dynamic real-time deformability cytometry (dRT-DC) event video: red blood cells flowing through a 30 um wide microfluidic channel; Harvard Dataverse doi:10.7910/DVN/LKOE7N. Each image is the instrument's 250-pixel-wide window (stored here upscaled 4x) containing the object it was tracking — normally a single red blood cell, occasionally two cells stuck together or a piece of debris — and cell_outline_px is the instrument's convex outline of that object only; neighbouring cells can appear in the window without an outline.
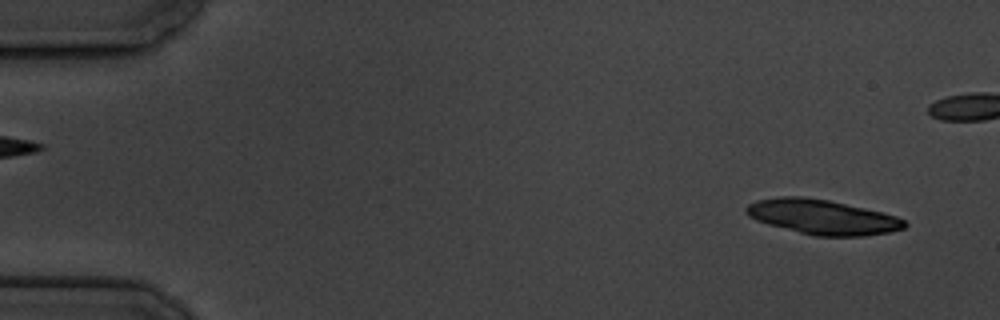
{"species": "common noctule bat (a hibernating species)", "species_latin": "Nyctalus noctula", "temperature_condition": "cold", "stored_images_in_passage": 6, "segment_of_instrument_passage": [2, 2], "camera_frame_rate_fps": 3000, "um_per_image_px": 0.085, "animal": {"sex": "male", "body_mass_g": 19.5, "forearm_length_mm": 54.6}, "frame": {"image": 1, "passage_image": 6, "time_ms": 6.667, "image_size_px": [1000, 320], "cell_outline_px": [[908, 224], [904, 228], [888, 232], [864, 236], [812, 236], [768, 224], [756, 220], [748, 216], [744, 212], [744, 208], [748, 204], [756, 200], [780, 196], [800, 196], [828, 200], [864, 208], [896, 216], [904, 220]], "centroid_in_image_um": [69.85, 18.44], "position_along_channel_um": 15.1, "area_um2": 32.08}}